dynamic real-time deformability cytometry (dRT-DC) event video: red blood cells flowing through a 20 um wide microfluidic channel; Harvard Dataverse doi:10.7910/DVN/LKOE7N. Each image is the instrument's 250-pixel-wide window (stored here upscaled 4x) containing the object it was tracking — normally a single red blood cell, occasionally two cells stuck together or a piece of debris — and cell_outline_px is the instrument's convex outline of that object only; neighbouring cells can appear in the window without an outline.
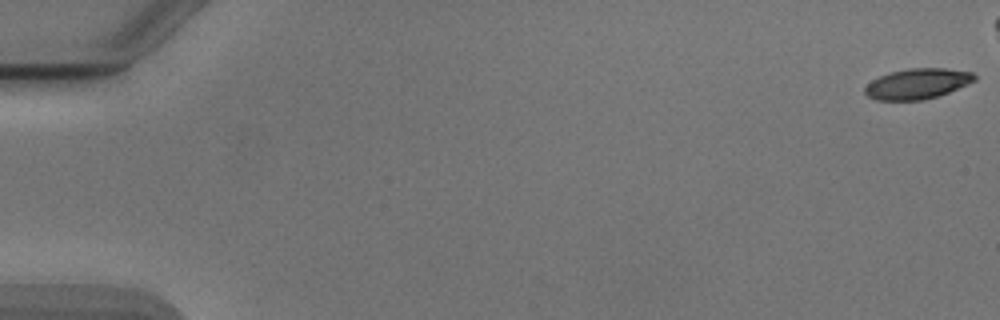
{"species": "Egyptian fruit bat (a non-hibernating species)", "species_latin": "Rousettus aegyptiacus", "temperature_condition": "cold", "stored_images_in_passage": 14, "camera_frame_rate_fps": 3000, "um_per_image_px": 0.085, "animal": {"sex": "male"}, "frame": {"image": 1, "passage_image": 1, "time_ms": 0.0, "image_size_px": [1000, 320], "cell_outline_px": [[976, 80], [968, 84], [948, 92], [924, 100], [876, 100], [868, 96], [864, 92], [864, 88], [872, 80], [888, 72], [908, 68], [944, 68], [972, 72], [976, 76]], "centroid_in_image_um": [77.97, 7.11], "position_along_channel_um": 7.0, "area_um2": 19.42}}